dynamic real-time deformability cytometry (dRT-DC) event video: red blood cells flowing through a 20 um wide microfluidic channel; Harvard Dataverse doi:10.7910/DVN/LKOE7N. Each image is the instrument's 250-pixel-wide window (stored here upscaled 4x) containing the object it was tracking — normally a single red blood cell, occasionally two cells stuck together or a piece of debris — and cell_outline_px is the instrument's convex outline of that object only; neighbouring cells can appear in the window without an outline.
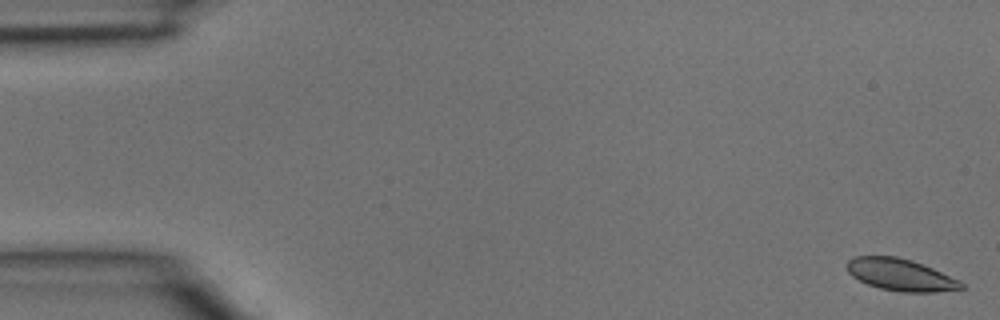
{"species": "common noctule bat (a hibernating species)", "species_latin": "Nyctalus noctula", "temperature_condition": "room temperature", "stored_images_in_passage": 4, "camera_frame_rate_fps": 3000, "um_per_image_px": 0.085, "animal": {"sex": "male", "body_mass_g": 15.6}, "frame": {"image": 1, "passage_image": 1, "time_ms": 0.0, "image_size_px": [1000, 320], "cell_outline_px": [[964, 288], [936, 292], [904, 292], [880, 288], [868, 284], [852, 276], [848, 272], [844, 264], [852, 256], [896, 256], [912, 260], [932, 268], [960, 280], [964, 284]], "centroid_in_image_um": [76.52, 23.34], "position_along_channel_um": 8.5, "area_um2": 21.33}}
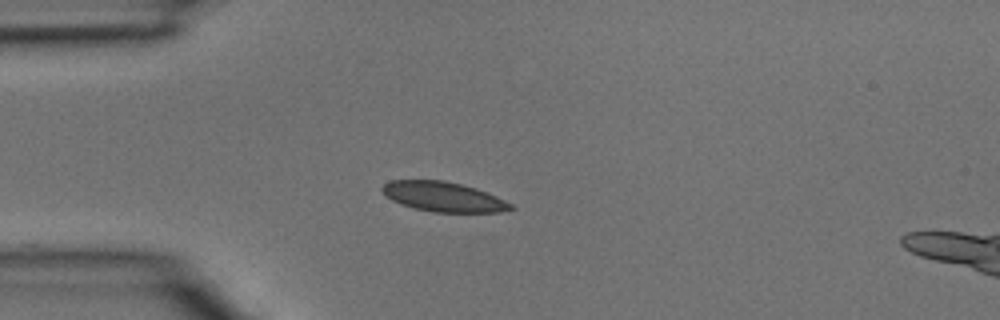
{"frame": {"image": 2, "passage_image": 4, "time_ms": 1.0, "image_size_px": [1000, 320], "cell_outline_px": [[516, 208], [500, 212], [432, 212], [412, 208], [400, 204], [392, 200], [380, 188], [388, 180], [444, 180], [476, 188], [488, 192], [512, 204]], "centroid_in_image_um": [37.69, 16.72], "position_along_channel_um": 47.3, "area_um2": 22.37}}